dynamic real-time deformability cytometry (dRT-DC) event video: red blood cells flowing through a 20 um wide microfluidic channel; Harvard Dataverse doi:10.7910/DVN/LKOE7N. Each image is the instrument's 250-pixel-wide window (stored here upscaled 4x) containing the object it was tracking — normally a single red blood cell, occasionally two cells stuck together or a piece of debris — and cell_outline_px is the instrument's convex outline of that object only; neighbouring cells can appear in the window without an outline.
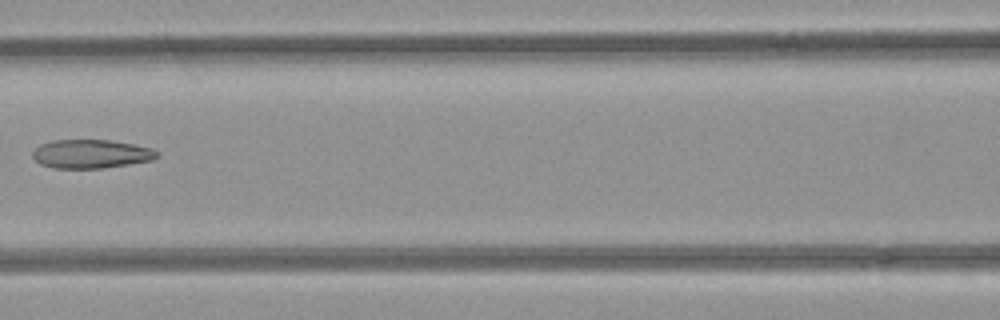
{"species": "common noctule bat (a hibernating species)", "species_latin": "Nyctalus noctula", "temperature_condition": "room temperature", "stored_images_in_passage": 4, "camera_frame_rate_fps": 3000, "um_per_image_px": 0.085, "animal": {"sex": "female", "body_mass_g": 21.9}, "frame": {"image": 1, "passage_image": 3, "time_ms": 0.667, "image_size_px": [1000, 320], "cell_outline_px": [[160, 156], [152, 160], [104, 168], [52, 168], [40, 164], [32, 156], [32, 152], [40, 144], [52, 140], [112, 140], [152, 148], [160, 152]], "centroid_in_image_um": [7.75, 13.08], "position_along_channel_um": 158.8, "area_um2": 20.92}}
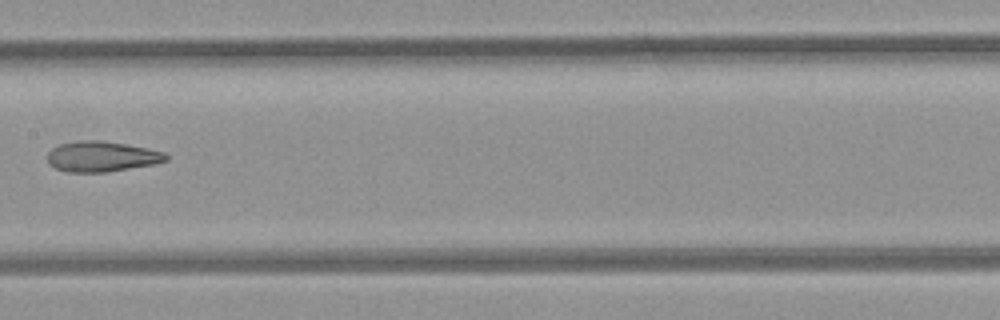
{"frame": {"image": 2, "passage_image": 4, "time_ms": 1.0, "image_size_px": [1000, 320], "cell_outline_px": [[168, 160], [156, 164], [104, 172], [68, 172], [56, 168], [48, 164], [48, 152], [52, 148], [60, 144], [80, 140], [100, 140], [124, 144], [164, 152], [168, 156]], "centroid_in_image_um": [8.63, 13.3], "position_along_channel_um": 198.8, "area_um2": 20.87}}